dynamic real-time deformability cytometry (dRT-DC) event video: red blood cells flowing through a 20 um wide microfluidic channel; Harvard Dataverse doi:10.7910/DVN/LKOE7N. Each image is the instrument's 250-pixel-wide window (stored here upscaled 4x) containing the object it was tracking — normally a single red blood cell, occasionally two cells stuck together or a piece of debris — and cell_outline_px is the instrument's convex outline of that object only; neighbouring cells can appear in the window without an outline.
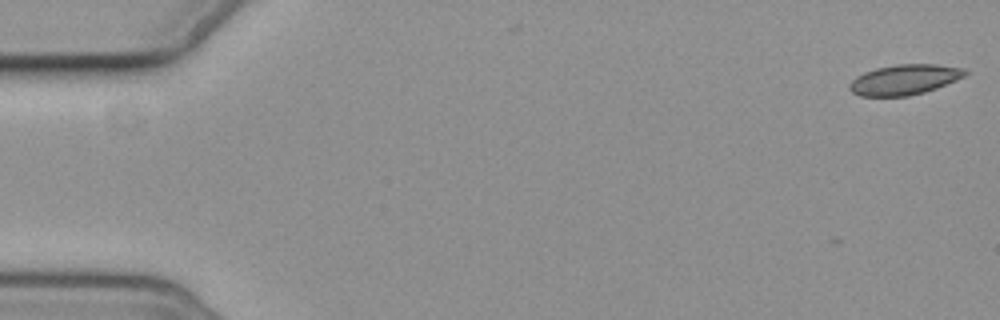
{"species": "common noctule bat (a hibernating species)", "species_latin": "Nyctalus noctula", "temperature_condition": "cold", "stored_images_in_passage": 4, "camera_frame_rate_fps": 3000, "um_per_image_px": 0.085, "animal": {"sex": "female", "body_mass_g": 19.3, "forearm_length_mm": 54.1}, "frame": {"image": 1, "passage_image": 1, "time_ms": 0.0, "image_size_px": [1000, 320], "cell_outline_px": [[968, 72], [964, 76], [956, 80], [936, 88], [924, 92], [908, 96], [860, 96], [852, 92], [848, 88], [848, 84], [856, 76], [864, 72], [876, 68], [896, 64], [936, 64], [964, 68]], "centroid_in_image_um": [76.85, 6.76], "position_along_channel_um": 8.1, "area_um2": 20.4}}